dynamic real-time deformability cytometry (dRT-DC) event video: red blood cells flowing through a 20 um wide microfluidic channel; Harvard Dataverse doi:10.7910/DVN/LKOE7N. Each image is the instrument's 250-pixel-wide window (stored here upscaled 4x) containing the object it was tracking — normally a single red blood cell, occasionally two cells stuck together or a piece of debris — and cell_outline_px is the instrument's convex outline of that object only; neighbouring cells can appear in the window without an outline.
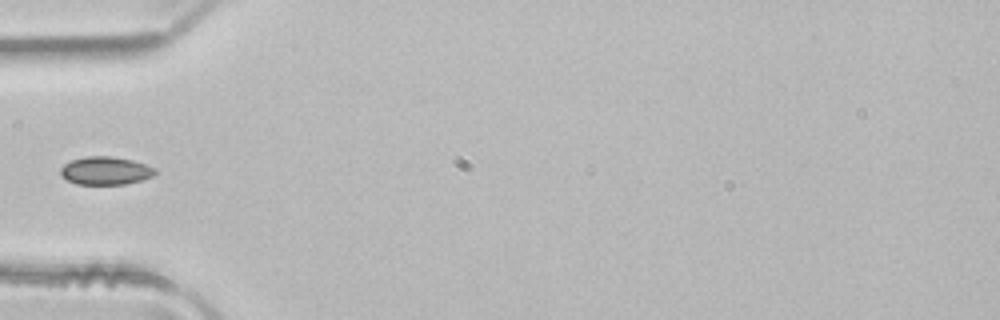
{"species": "common noctule bat (a hibernating species)", "species_latin": "Nyctalus noctula", "temperature_condition": "room temperature", "stored_images_in_passage": 1, "camera_frame_rate_fps": 3000, "um_per_image_px": 0.085, "animal": {"sex": "male", "body_mass_g": 21.5, "forearm_length_mm": 52.0}, "frame": {"image": 1, "passage_image": 1, "time_ms": 0.0, "image_size_px": [1000, 320], "cell_outline_px": [[156, 172], [152, 176], [140, 180], [124, 184], [76, 184], [60, 176], [60, 168], [64, 164], [72, 160], [88, 156], [112, 156], [132, 160], [156, 168]], "centroid_in_image_um": [8.94, 14.5], "position_along_channel_um": 76.1, "area_um2": 15.37}}